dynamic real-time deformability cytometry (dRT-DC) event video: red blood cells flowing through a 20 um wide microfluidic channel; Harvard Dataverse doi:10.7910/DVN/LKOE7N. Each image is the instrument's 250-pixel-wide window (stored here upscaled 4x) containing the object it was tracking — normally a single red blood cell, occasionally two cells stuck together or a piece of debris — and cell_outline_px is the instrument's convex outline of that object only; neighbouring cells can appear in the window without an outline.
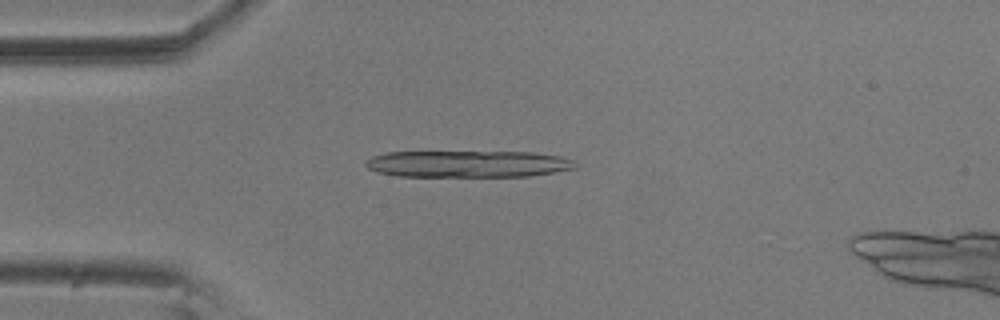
{"species": "common noctule bat (a hibernating species)", "species_latin": "Nyctalus noctula", "temperature_condition": "room temperature", "stored_images_in_passage": 42, "camera_frame_rate_fps": 3000, "um_per_image_px": 0.085, "animal": {"sex": "male", "body_mass_g": 20.5, "forearm_length_mm": 52.5}, "frame": {"image": 1, "passage_image": 1, "time_ms": 0.0, "image_size_px": [1000, 320], "cell_outline_px": [[576, 168], [556, 172], [528, 176], [396, 176], [376, 172], [368, 168], [364, 164], [364, 160], [372, 156], [384, 152], [532, 152], [560, 156], [572, 160]], "centroid_in_image_um": [39.71, 13.93], "position_along_channel_um": 45.3, "area_um2": 32.77}, "authors_computed_cell_mechanics": {"area_um2": 17.8602, "velocity_mm_per_s": 3.571, "shape_relaxation_time_tau1_ms": 10.1433, "shape_relaxation_time_tau2_ms": 9.3039, "deformation_change_tau1": 0.2036, "deformation_change_tau2": 0.2431}}